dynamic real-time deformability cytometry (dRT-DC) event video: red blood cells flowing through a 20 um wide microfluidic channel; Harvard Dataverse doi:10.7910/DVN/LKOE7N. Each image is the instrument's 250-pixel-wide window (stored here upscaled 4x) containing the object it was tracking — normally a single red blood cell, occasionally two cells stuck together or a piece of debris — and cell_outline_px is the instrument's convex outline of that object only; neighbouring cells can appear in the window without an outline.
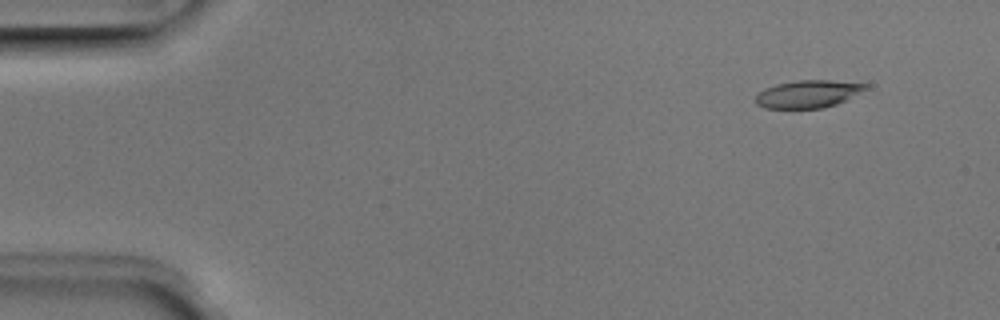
{"species": "Egyptian fruit bat (a non-hibernating species)", "species_latin": "Rousettus aegyptiacus", "temperature_condition": "room temperature", "stored_images_in_passage": 51, "camera_frame_rate_fps": 3000, "um_per_image_px": 0.085, "animal": {"sex": "male"}, "frame": {"image": 1, "passage_image": 5, "time_ms": 1.333, "image_size_px": [1000, 320], "cell_outline_px": [[868, 88], [836, 104], [820, 108], [764, 108], [756, 104], [756, 96], [764, 88], [776, 84], [796, 80], [828, 80], [868, 84]], "centroid_in_image_um": [68.65, 7.98], "position_along_channel_um": 16.4, "area_um2": 17.46}}
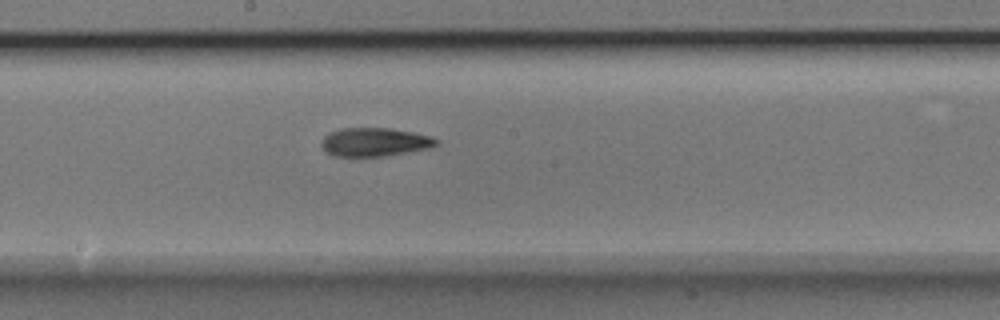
{"frame": {"image": 2, "passage_image": 28, "time_ms": 9.0, "image_size_px": [1000, 320], "cell_outline_px": [[440, 144], [432, 148], [384, 156], [336, 156], [328, 152], [320, 144], [320, 140], [328, 132], [340, 128], [392, 128], [416, 132], [432, 136], [440, 140]], "centroid_in_image_um": [31.91, 12.06], "position_along_channel_um": 216.3, "area_um2": 19.48}}
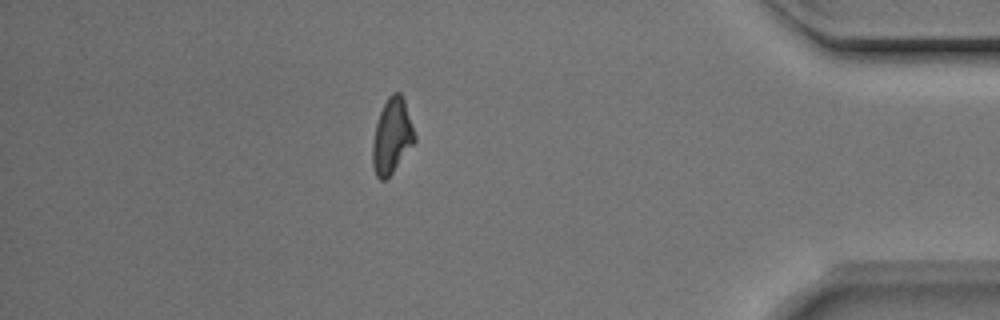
{"frame": {"image": 3, "passage_image": 45, "time_ms": 14.667, "image_size_px": [1000, 320], "cell_outline_px": [[416, 140], [392, 172], [384, 180], [380, 180], [376, 176], [372, 164], [372, 144], [376, 124], [380, 112], [388, 96], [392, 92], [400, 92], [404, 100], [416, 136]], "centroid_in_image_um": [33.3, 11.56], "position_along_channel_um": 401.9, "area_um2": 18.15}, "authors_computed_cell_mechanics": {"area_um2": 18.8428, "velocity_mm_per_s": 3.9817, "shape_relaxation_time_tau1_ms": 4.824, "shape_relaxation_time_tau2_ms": 3.3111, "deformation_change_tau1": 0.1687, "deformation_change_tau2": 0.1156}}